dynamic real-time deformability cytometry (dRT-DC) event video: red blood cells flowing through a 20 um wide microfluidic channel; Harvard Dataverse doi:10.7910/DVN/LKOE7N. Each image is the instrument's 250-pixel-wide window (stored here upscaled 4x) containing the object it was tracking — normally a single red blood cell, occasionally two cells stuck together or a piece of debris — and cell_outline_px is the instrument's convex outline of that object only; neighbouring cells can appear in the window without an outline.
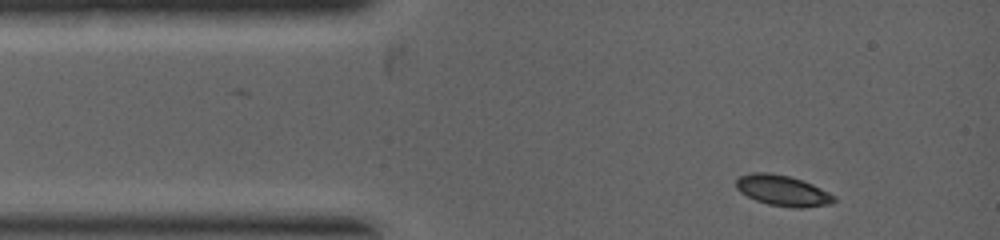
{"species": "common noctule bat (a hibernating species)", "species_latin": "Nyctalus noctula", "temperature_condition": "warm", "stored_images_in_passage": 2, "camera_frame_rate_fps": 5000, "um_per_image_px": 0.085, "animal": {"sex": "female", "body_mass_g": 19.0, "forearm_length_mm": 53.3}, "frame": {"image": 1, "passage_image": 1, "time_ms": 0.0, "image_size_px": [1000, 240], "cell_outline_px": [[836, 200], [832, 204], [800, 208], [796, 208], [768, 204], [756, 200], [740, 192], [736, 188], [736, 180], [740, 176], [752, 172], [768, 172], [788, 176], [812, 184], [836, 196]], "centroid_in_image_um": [66.53, 16.2], "position_along_channel_um": 18.5, "area_um2": 17.4}}